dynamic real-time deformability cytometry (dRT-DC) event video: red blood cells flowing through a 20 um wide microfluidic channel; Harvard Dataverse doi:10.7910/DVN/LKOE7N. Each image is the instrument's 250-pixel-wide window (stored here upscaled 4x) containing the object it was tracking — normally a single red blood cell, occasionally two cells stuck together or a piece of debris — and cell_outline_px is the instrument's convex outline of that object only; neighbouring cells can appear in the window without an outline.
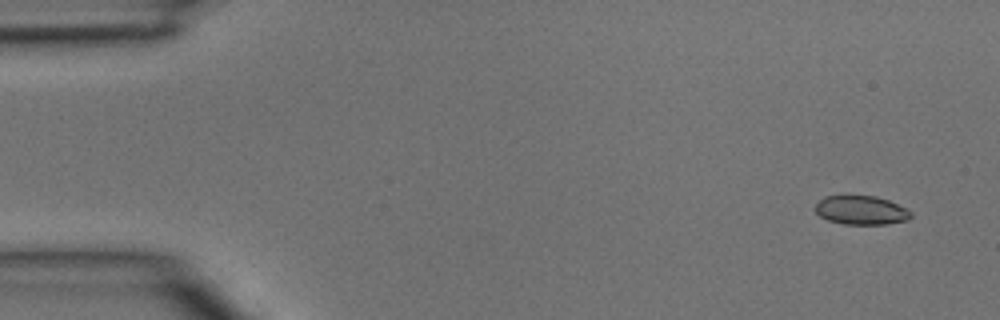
{"species": "common noctule bat (a hibernating species)", "species_latin": "Nyctalus noctula", "temperature_condition": "room temperature", "stored_images_in_passage": 4, "camera_frame_rate_fps": 3000, "um_per_image_px": 0.085, "animal": {"sex": "male", "body_mass_g": 15.6}, "frame": {"image": 1, "passage_image": 1, "time_ms": 0.0, "image_size_px": [1000, 320], "cell_outline_px": [[912, 216], [908, 220], [888, 224], [844, 224], [828, 220], [820, 216], [812, 208], [824, 196], [876, 196], [888, 200], [912, 212]], "centroid_in_image_um": [73.18, 17.87], "position_along_channel_um": 11.8, "area_um2": 16.07}}
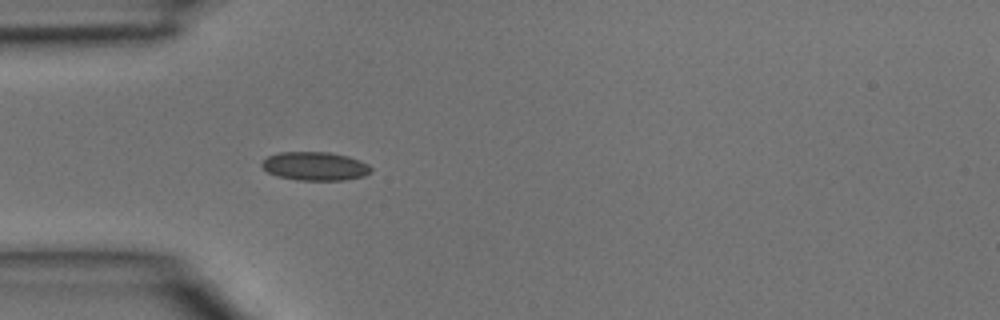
{"frame": {"image": 2, "passage_image": 4, "time_ms": 1.0, "image_size_px": [1000, 320], "cell_outline_px": [[372, 168], [364, 176], [344, 180], [296, 180], [276, 176], [268, 172], [260, 164], [268, 156], [280, 152], [328, 152], [348, 156], [360, 160], [368, 164]], "centroid_in_image_um": [26.77, 14.12], "position_along_channel_um": 58.2, "area_um2": 18.15}}